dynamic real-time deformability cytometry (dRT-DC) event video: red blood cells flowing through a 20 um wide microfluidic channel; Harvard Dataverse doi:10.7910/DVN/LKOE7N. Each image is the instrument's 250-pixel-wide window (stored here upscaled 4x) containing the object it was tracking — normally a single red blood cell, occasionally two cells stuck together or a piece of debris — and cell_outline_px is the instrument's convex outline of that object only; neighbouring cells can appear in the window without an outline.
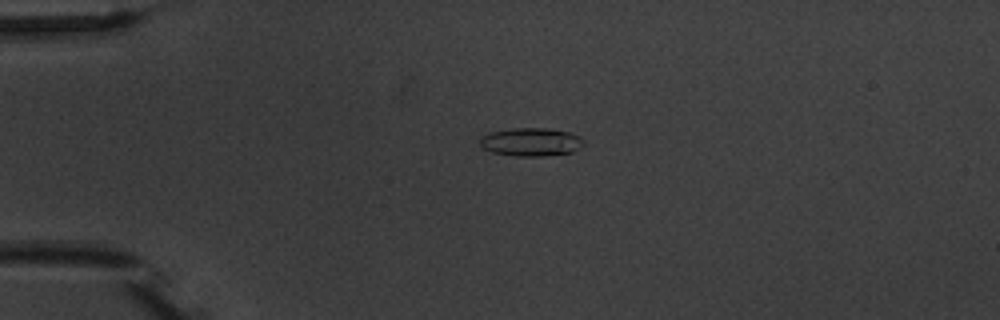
{"species": "common noctule bat (a hibernating species)", "species_latin": "Nyctalus noctula", "temperature_condition": "warm", "stored_images_in_passage": 4, "camera_frame_rate_fps": 3000, "um_per_image_px": 0.085, "animal": {"sex": "male", "body_mass_g": 20.1, "forearm_length_mm": 53.5}, "frame": {"image": 1, "passage_image": 3, "time_ms": 2.667, "image_size_px": [1000, 320], "cell_outline_px": [[584, 144], [572, 152], [544, 156], [516, 156], [492, 152], [484, 148], [480, 144], [480, 140], [488, 132], [516, 128], [548, 128], [568, 132], [580, 136], [584, 140]], "centroid_in_image_um": [45.16, 12.06], "position_along_channel_um": 39.8, "area_um2": 16.99}}